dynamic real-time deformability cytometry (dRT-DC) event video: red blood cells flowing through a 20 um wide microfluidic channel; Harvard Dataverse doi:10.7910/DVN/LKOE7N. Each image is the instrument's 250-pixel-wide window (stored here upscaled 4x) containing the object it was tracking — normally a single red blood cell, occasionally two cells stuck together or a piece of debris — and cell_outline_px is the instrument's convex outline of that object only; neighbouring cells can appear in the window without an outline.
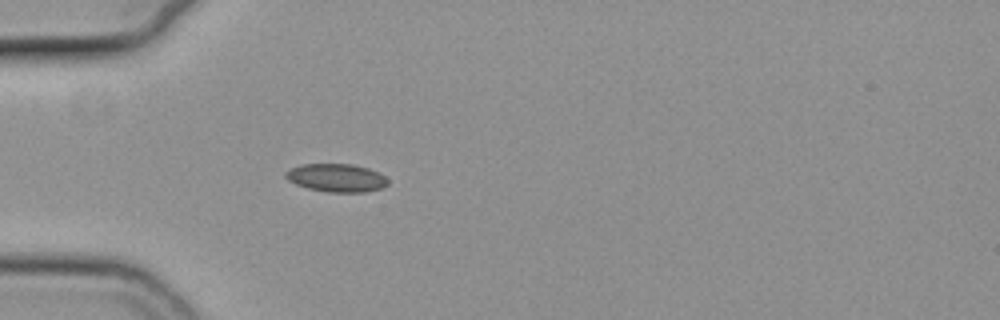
{"species": "common noctule bat (a hibernating species)", "species_latin": "Nyctalus noctula", "temperature_condition": "cold", "stored_images_in_passage": 15, "camera_frame_rate_fps": 3000, "um_per_image_px": 0.085, "animal": {"sex": "female", "body_mass_g": 19.3, "forearm_length_mm": 54.1}, "frame": {"image": 1, "passage_image": 1, "time_ms": 0.0, "image_size_px": [1000, 320], "cell_outline_px": [[388, 184], [380, 188], [364, 192], [328, 192], [308, 188], [296, 184], [288, 180], [284, 176], [284, 172], [300, 164], [352, 164], [368, 168], [380, 172], [388, 180]], "centroid_in_image_um": [28.59, 15.11], "position_along_channel_um": 56.4, "area_um2": 16.76}}
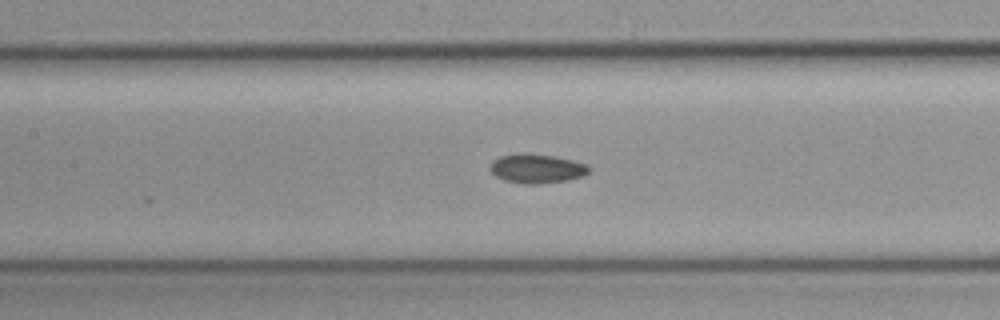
{"frame": {"image": 2, "passage_image": 10, "time_ms": 3.0, "image_size_px": [1000, 320], "cell_outline_px": [[592, 168], [584, 176], [568, 180], [536, 184], [528, 184], [504, 180], [496, 176], [488, 168], [492, 160], [500, 156], [556, 156], [588, 164]], "centroid_in_image_um": [45.68, 14.37], "position_along_channel_um": 161.7, "area_um2": 16.24}}
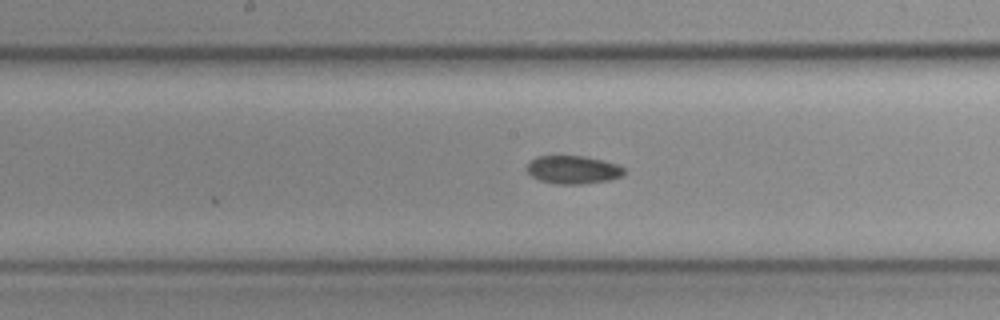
{"frame": {"image": 3, "passage_image": 13, "time_ms": 4.0, "image_size_px": [1000, 320], "cell_outline_px": [[628, 172], [624, 176], [608, 180], [580, 184], [556, 184], [540, 180], [532, 176], [524, 168], [536, 156], [584, 156], [604, 160], [620, 164]], "centroid_in_image_um": [48.76, 14.42], "position_along_channel_um": 199.4, "area_um2": 16.18}}